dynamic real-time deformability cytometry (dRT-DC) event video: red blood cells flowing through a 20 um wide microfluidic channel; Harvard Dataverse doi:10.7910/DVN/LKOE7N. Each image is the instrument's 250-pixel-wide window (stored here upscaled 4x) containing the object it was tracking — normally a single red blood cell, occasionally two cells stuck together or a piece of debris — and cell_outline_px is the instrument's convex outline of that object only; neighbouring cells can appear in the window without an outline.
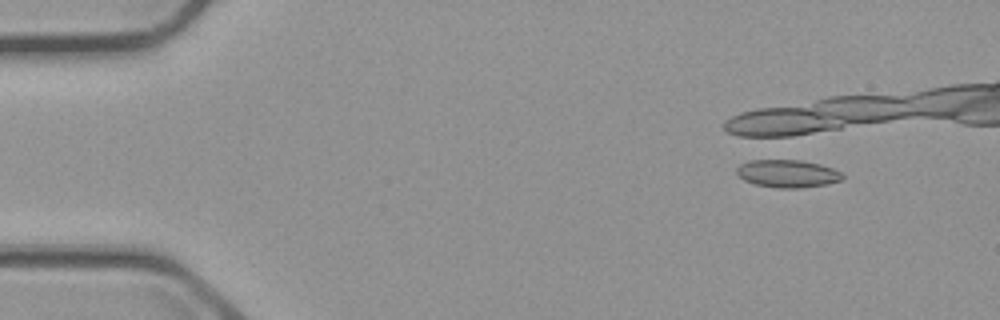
{"species": "common noctule bat (a hibernating species)", "species_latin": "Nyctalus noctula", "temperature_condition": "cold", "stored_images_in_passage": 2, "camera_frame_rate_fps": 3000, "um_per_image_px": 0.085, "animal": {"sex": "male", "body_mass_g": 23.1, "forearm_length_mm": 52.7}, "frame": {"image": 1, "passage_image": 2, "time_ms": 1.333, "image_size_px": [1000, 320], "cell_outline_px": [[844, 180], [828, 184], [800, 188], [776, 188], [756, 184], [744, 180], [736, 172], [736, 168], [740, 164], [748, 160], [800, 160], [820, 164], [832, 168], [840, 172], [844, 176]], "centroid_in_image_um": [66.96, 14.76], "position_along_channel_um": 18.0, "area_um2": 17.17}}